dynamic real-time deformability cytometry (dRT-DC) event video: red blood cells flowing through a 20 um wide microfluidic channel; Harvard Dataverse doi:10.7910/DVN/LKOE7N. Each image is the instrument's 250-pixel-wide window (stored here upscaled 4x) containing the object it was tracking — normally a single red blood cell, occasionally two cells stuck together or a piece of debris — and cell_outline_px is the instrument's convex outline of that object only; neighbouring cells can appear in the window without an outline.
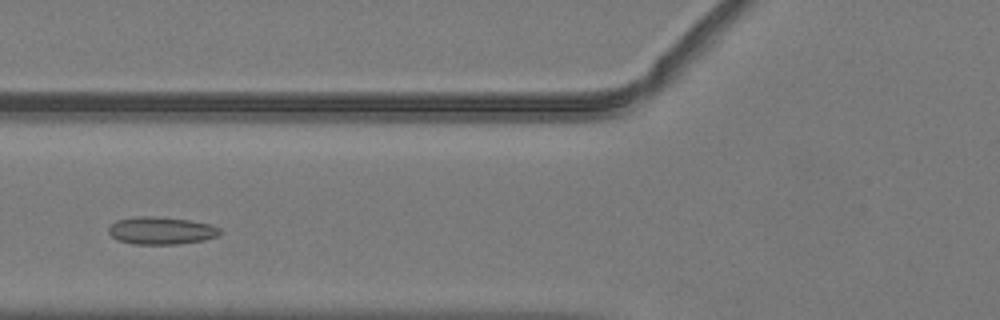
{"species": "common noctule bat (a hibernating species)", "species_latin": "Nyctalus noctula", "temperature_condition": "warm", "stored_images_in_passage": 36, "camera_frame_rate_fps": 3000, "um_per_image_px": 0.085, "animal": {"sex": "male", "body_mass_g": 19.2, "forearm_length_mm": 51.8}, "frame": {"image": 1, "passage_image": 9, "time_ms": 2.667, "image_size_px": [1000, 320], "cell_outline_px": [[220, 236], [204, 240], [180, 244], [132, 244], [116, 240], [108, 232], [108, 228], [116, 220], [136, 216], [156, 216], [188, 220], [208, 224], [220, 228]], "centroid_in_image_um": [13.68, 19.61], "position_along_channel_um": 112.1, "area_um2": 17.98}}
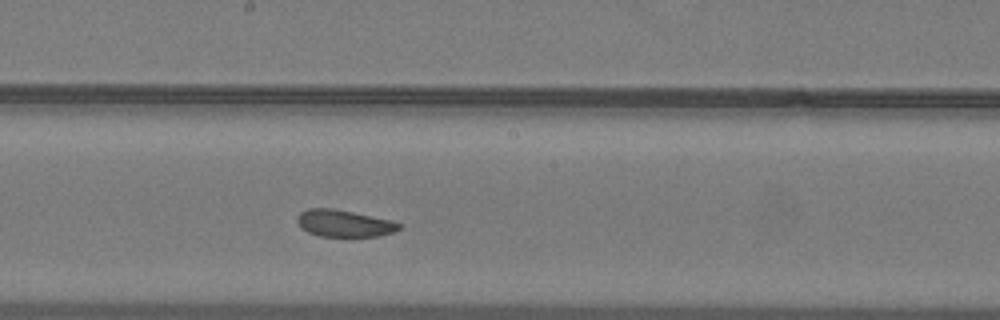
{"frame": {"image": 2, "passage_image": 17, "time_ms": 5.333, "image_size_px": [1000, 320], "cell_outline_px": [[400, 228], [392, 232], [376, 236], [320, 236], [308, 232], [300, 228], [296, 220], [296, 216], [300, 212], [308, 208], [332, 208], [392, 220], [400, 224]], "centroid_in_image_um": [29.18, 18.97], "position_along_channel_um": 219.0, "area_um2": 15.9}}
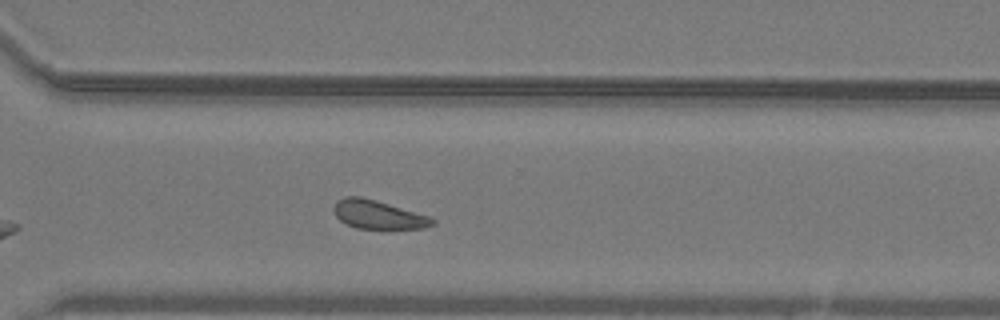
{"frame": {"image": 3, "passage_image": 26, "time_ms": 8.333, "image_size_px": [1000, 320], "cell_outline_px": [[436, 224], [424, 228], [384, 232], [356, 228], [344, 224], [336, 216], [332, 208], [336, 200], [344, 196], [360, 196], [376, 200], [432, 216], [436, 220]], "centroid_in_image_um": [32.19, 18.3], "position_along_channel_um": 338.4, "area_um2": 17.69}, "authors_computed_cell_mechanics": {"area_um2": 17.051, "velocity_mm_per_s": 3.9908, "shape_relaxation_time_tau1_ms": 3.2148, "shape_relaxation_time_tau2_ms": 3.3388, "deformation_change_tau1": 0.0904, "deformation_change_tau2": 0.0857}}